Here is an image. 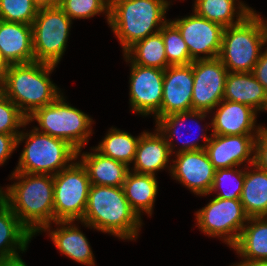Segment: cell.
<instances>
[{"instance_id": "1", "label": "cell", "mask_w": 267, "mask_h": 266, "mask_svg": "<svg viewBox=\"0 0 267 266\" xmlns=\"http://www.w3.org/2000/svg\"><path fill=\"white\" fill-rule=\"evenodd\" d=\"M14 184L0 188V198L34 236L54 223L53 175L13 172Z\"/></svg>"}, {"instance_id": "2", "label": "cell", "mask_w": 267, "mask_h": 266, "mask_svg": "<svg viewBox=\"0 0 267 266\" xmlns=\"http://www.w3.org/2000/svg\"><path fill=\"white\" fill-rule=\"evenodd\" d=\"M80 222L124 240H135L142 225L141 218L126 199L123 187L98 185L90 186L85 214Z\"/></svg>"}, {"instance_id": "3", "label": "cell", "mask_w": 267, "mask_h": 266, "mask_svg": "<svg viewBox=\"0 0 267 266\" xmlns=\"http://www.w3.org/2000/svg\"><path fill=\"white\" fill-rule=\"evenodd\" d=\"M57 67L37 61L11 64L0 82L1 91L28 118L34 111L51 104L60 94V89L49 75Z\"/></svg>"}, {"instance_id": "4", "label": "cell", "mask_w": 267, "mask_h": 266, "mask_svg": "<svg viewBox=\"0 0 267 266\" xmlns=\"http://www.w3.org/2000/svg\"><path fill=\"white\" fill-rule=\"evenodd\" d=\"M169 5L162 0H110L109 22L123 53L135 42L161 30Z\"/></svg>"}, {"instance_id": "5", "label": "cell", "mask_w": 267, "mask_h": 266, "mask_svg": "<svg viewBox=\"0 0 267 266\" xmlns=\"http://www.w3.org/2000/svg\"><path fill=\"white\" fill-rule=\"evenodd\" d=\"M266 44L265 20L254 12L239 24L224 28L218 58L228 72H252Z\"/></svg>"}, {"instance_id": "6", "label": "cell", "mask_w": 267, "mask_h": 266, "mask_svg": "<svg viewBox=\"0 0 267 266\" xmlns=\"http://www.w3.org/2000/svg\"><path fill=\"white\" fill-rule=\"evenodd\" d=\"M23 141L25 146L13 172L55 175L77 159V150L67 141L35 128L29 133L21 131L16 139V147Z\"/></svg>"}, {"instance_id": "7", "label": "cell", "mask_w": 267, "mask_h": 266, "mask_svg": "<svg viewBox=\"0 0 267 266\" xmlns=\"http://www.w3.org/2000/svg\"><path fill=\"white\" fill-rule=\"evenodd\" d=\"M61 93L51 104L34 111L27 122L37 121L39 132L67 141L77 151L92 135L93 119L81 110L66 103Z\"/></svg>"}, {"instance_id": "8", "label": "cell", "mask_w": 267, "mask_h": 266, "mask_svg": "<svg viewBox=\"0 0 267 266\" xmlns=\"http://www.w3.org/2000/svg\"><path fill=\"white\" fill-rule=\"evenodd\" d=\"M72 20L58 5L40 6L32 23L34 59L57 66L66 51Z\"/></svg>"}, {"instance_id": "9", "label": "cell", "mask_w": 267, "mask_h": 266, "mask_svg": "<svg viewBox=\"0 0 267 266\" xmlns=\"http://www.w3.org/2000/svg\"><path fill=\"white\" fill-rule=\"evenodd\" d=\"M53 175L54 223L83 219L90 189V180L80 161Z\"/></svg>"}, {"instance_id": "10", "label": "cell", "mask_w": 267, "mask_h": 266, "mask_svg": "<svg viewBox=\"0 0 267 266\" xmlns=\"http://www.w3.org/2000/svg\"><path fill=\"white\" fill-rule=\"evenodd\" d=\"M198 228L209 237H221L230 248L237 242L248 221L240 199L214 197L196 213Z\"/></svg>"}, {"instance_id": "11", "label": "cell", "mask_w": 267, "mask_h": 266, "mask_svg": "<svg viewBox=\"0 0 267 266\" xmlns=\"http://www.w3.org/2000/svg\"><path fill=\"white\" fill-rule=\"evenodd\" d=\"M130 63L129 102L130 108L142 116L153 115L156 122L161 118L164 70Z\"/></svg>"}, {"instance_id": "12", "label": "cell", "mask_w": 267, "mask_h": 266, "mask_svg": "<svg viewBox=\"0 0 267 266\" xmlns=\"http://www.w3.org/2000/svg\"><path fill=\"white\" fill-rule=\"evenodd\" d=\"M192 110L212 112L223 100L227 68L217 57L192 62Z\"/></svg>"}, {"instance_id": "13", "label": "cell", "mask_w": 267, "mask_h": 266, "mask_svg": "<svg viewBox=\"0 0 267 266\" xmlns=\"http://www.w3.org/2000/svg\"><path fill=\"white\" fill-rule=\"evenodd\" d=\"M179 30L189 49L190 58L195 60L217 58L221 50L224 27L195 13L171 21ZM203 54V56H200Z\"/></svg>"}, {"instance_id": "14", "label": "cell", "mask_w": 267, "mask_h": 266, "mask_svg": "<svg viewBox=\"0 0 267 266\" xmlns=\"http://www.w3.org/2000/svg\"><path fill=\"white\" fill-rule=\"evenodd\" d=\"M172 159L171 177L198 196H207L211 190L215 168L206 150L175 153Z\"/></svg>"}, {"instance_id": "15", "label": "cell", "mask_w": 267, "mask_h": 266, "mask_svg": "<svg viewBox=\"0 0 267 266\" xmlns=\"http://www.w3.org/2000/svg\"><path fill=\"white\" fill-rule=\"evenodd\" d=\"M210 135L205 150L215 170L239 167L243 163H246L244 166L255 164L258 135Z\"/></svg>"}, {"instance_id": "16", "label": "cell", "mask_w": 267, "mask_h": 266, "mask_svg": "<svg viewBox=\"0 0 267 266\" xmlns=\"http://www.w3.org/2000/svg\"><path fill=\"white\" fill-rule=\"evenodd\" d=\"M193 68L188 65H170L164 70L161 117L192 110Z\"/></svg>"}, {"instance_id": "17", "label": "cell", "mask_w": 267, "mask_h": 266, "mask_svg": "<svg viewBox=\"0 0 267 266\" xmlns=\"http://www.w3.org/2000/svg\"><path fill=\"white\" fill-rule=\"evenodd\" d=\"M214 110L211 125L215 135H258L264 126H256L257 113L250 106L222 100Z\"/></svg>"}, {"instance_id": "18", "label": "cell", "mask_w": 267, "mask_h": 266, "mask_svg": "<svg viewBox=\"0 0 267 266\" xmlns=\"http://www.w3.org/2000/svg\"><path fill=\"white\" fill-rule=\"evenodd\" d=\"M171 156L169 145L157 127L155 133L144 131L141 133L137 144L131 171L151 175H156V171L167 167L171 171V163L169 164Z\"/></svg>"}, {"instance_id": "19", "label": "cell", "mask_w": 267, "mask_h": 266, "mask_svg": "<svg viewBox=\"0 0 267 266\" xmlns=\"http://www.w3.org/2000/svg\"><path fill=\"white\" fill-rule=\"evenodd\" d=\"M73 223L74 221H56L55 224L61 227L52 231L50 224L42 231L49 232L51 241L63 255L82 265L95 266L94 254L87 237Z\"/></svg>"}, {"instance_id": "20", "label": "cell", "mask_w": 267, "mask_h": 266, "mask_svg": "<svg viewBox=\"0 0 267 266\" xmlns=\"http://www.w3.org/2000/svg\"><path fill=\"white\" fill-rule=\"evenodd\" d=\"M0 50L10 65L34 62L32 25L0 20Z\"/></svg>"}, {"instance_id": "21", "label": "cell", "mask_w": 267, "mask_h": 266, "mask_svg": "<svg viewBox=\"0 0 267 266\" xmlns=\"http://www.w3.org/2000/svg\"><path fill=\"white\" fill-rule=\"evenodd\" d=\"M91 152L77 151V159L85 167L90 184L109 187H123L127 174L130 171V166L123 162L106 157L98 152L94 147Z\"/></svg>"}, {"instance_id": "22", "label": "cell", "mask_w": 267, "mask_h": 266, "mask_svg": "<svg viewBox=\"0 0 267 266\" xmlns=\"http://www.w3.org/2000/svg\"><path fill=\"white\" fill-rule=\"evenodd\" d=\"M223 100L250 106L267 112V92L252 72H228Z\"/></svg>"}, {"instance_id": "23", "label": "cell", "mask_w": 267, "mask_h": 266, "mask_svg": "<svg viewBox=\"0 0 267 266\" xmlns=\"http://www.w3.org/2000/svg\"><path fill=\"white\" fill-rule=\"evenodd\" d=\"M32 237L11 208L0 198V260L19 257L21 251L23 253L27 250Z\"/></svg>"}, {"instance_id": "24", "label": "cell", "mask_w": 267, "mask_h": 266, "mask_svg": "<svg viewBox=\"0 0 267 266\" xmlns=\"http://www.w3.org/2000/svg\"><path fill=\"white\" fill-rule=\"evenodd\" d=\"M207 113L208 112L197 111V110H191V111H187V112H177V113H172V114H168L164 117H161L157 122H155L157 129L164 135V137H165V139L169 145V148H170L172 155L175 153H180V152H185V151L204 150L206 148V144L210 141V137L208 138V136H206V134L204 132H202V131H204V129H200V132H202V134L199 135L200 138L202 140H204L205 144H203V145H202V143L199 144L198 138L196 139L198 142L195 140V138L193 140L191 139L190 141L187 138L188 140L184 139L183 140L184 143H183V141H182L183 136H180L182 134H179V132H181V131L178 129L182 128L185 130L184 122L186 120H190V119L191 120L193 119L196 121H197V119H199L201 121L204 120V118L207 116ZM193 120H192V122H193ZM196 121H194V122H196ZM198 123L199 122L197 121L196 126ZM175 137L180 139L179 141L181 143H183L180 146V149L176 150V151H174L175 145L172 142V140H174ZM173 151H174V153H173Z\"/></svg>"}, {"instance_id": "25", "label": "cell", "mask_w": 267, "mask_h": 266, "mask_svg": "<svg viewBox=\"0 0 267 266\" xmlns=\"http://www.w3.org/2000/svg\"><path fill=\"white\" fill-rule=\"evenodd\" d=\"M254 12L253 8L238 0H194L193 6V13L224 28L239 24Z\"/></svg>"}, {"instance_id": "26", "label": "cell", "mask_w": 267, "mask_h": 266, "mask_svg": "<svg viewBox=\"0 0 267 266\" xmlns=\"http://www.w3.org/2000/svg\"><path fill=\"white\" fill-rule=\"evenodd\" d=\"M123 190L131 208L140 218L142 211L152 215L158 193L156 175L139 174L130 170L123 183Z\"/></svg>"}, {"instance_id": "27", "label": "cell", "mask_w": 267, "mask_h": 266, "mask_svg": "<svg viewBox=\"0 0 267 266\" xmlns=\"http://www.w3.org/2000/svg\"><path fill=\"white\" fill-rule=\"evenodd\" d=\"M253 167V168H252ZM245 168V180L240 201L249 218L267 217V171L256 164Z\"/></svg>"}, {"instance_id": "28", "label": "cell", "mask_w": 267, "mask_h": 266, "mask_svg": "<svg viewBox=\"0 0 267 266\" xmlns=\"http://www.w3.org/2000/svg\"><path fill=\"white\" fill-rule=\"evenodd\" d=\"M231 248L242 259L267 260V217L248 218Z\"/></svg>"}, {"instance_id": "29", "label": "cell", "mask_w": 267, "mask_h": 266, "mask_svg": "<svg viewBox=\"0 0 267 266\" xmlns=\"http://www.w3.org/2000/svg\"><path fill=\"white\" fill-rule=\"evenodd\" d=\"M133 64L144 67H155L165 70L167 62L165 45L161 32L149 35L135 42L123 53Z\"/></svg>"}, {"instance_id": "30", "label": "cell", "mask_w": 267, "mask_h": 266, "mask_svg": "<svg viewBox=\"0 0 267 266\" xmlns=\"http://www.w3.org/2000/svg\"><path fill=\"white\" fill-rule=\"evenodd\" d=\"M139 136H132L128 132L111 128L104 139L94 147L102 155L130 165L133 163Z\"/></svg>"}, {"instance_id": "31", "label": "cell", "mask_w": 267, "mask_h": 266, "mask_svg": "<svg viewBox=\"0 0 267 266\" xmlns=\"http://www.w3.org/2000/svg\"><path fill=\"white\" fill-rule=\"evenodd\" d=\"M236 168L215 170L209 194L215 192L217 194L215 197L222 199H240L245 180V168L243 170Z\"/></svg>"}, {"instance_id": "32", "label": "cell", "mask_w": 267, "mask_h": 266, "mask_svg": "<svg viewBox=\"0 0 267 266\" xmlns=\"http://www.w3.org/2000/svg\"><path fill=\"white\" fill-rule=\"evenodd\" d=\"M160 32L165 45L167 62L170 65H188L193 62L187 44L171 20L163 25Z\"/></svg>"}, {"instance_id": "33", "label": "cell", "mask_w": 267, "mask_h": 266, "mask_svg": "<svg viewBox=\"0 0 267 266\" xmlns=\"http://www.w3.org/2000/svg\"><path fill=\"white\" fill-rule=\"evenodd\" d=\"M39 7L35 0H0V20L32 25Z\"/></svg>"}, {"instance_id": "34", "label": "cell", "mask_w": 267, "mask_h": 266, "mask_svg": "<svg viewBox=\"0 0 267 266\" xmlns=\"http://www.w3.org/2000/svg\"><path fill=\"white\" fill-rule=\"evenodd\" d=\"M58 6L71 20L88 19L106 13L109 22L110 0H59Z\"/></svg>"}, {"instance_id": "35", "label": "cell", "mask_w": 267, "mask_h": 266, "mask_svg": "<svg viewBox=\"0 0 267 266\" xmlns=\"http://www.w3.org/2000/svg\"><path fill=\"white\" fill-rule=\"evenodd\" d=\"M28 124L27 117L0 90V133L20 134L19 129Z\"/></svg>"}, {"instance_id": "36", "label": "cell", "mask_w": 267, "mask_h": 266, "mask_svg": "<svg viewBox=\"0 0 267 266\" xmlns=\"http://www.w3.org/2000/svg\"><path fill=\"white\" fill-rule=\"evenodd\" d=\"M255 164L267 171V127H263L255 140Z\"/></svg>"}, {"instance_id": "37", "label": "cell", "mask_w": 267, "mask_h": 266, "mask_svg": "<svg viewBox=\"0 0 267 266\" xmlns=\"http://www.w3.org/2000/svg\"><path fill=\"white\" fill-rule=\"evenodd\" d=\"M19 134L0 133V165H3L16 150V139Z\"/></svg>"}, {"instance_id": "38", "label": "cell", "mask_w": 267, "mask_h": 266, "mask_svg": "<svg viewBox=\"0 0 267 266\" xmlns=\"http://www.w3.org/2000/svg\"><path fill=\"white\" fill-rule=\"evenodd\" d=\"M252 73L267 92V47L263 53L261 52L259 60L255 64Z\"/></svg>"}, {"instance_id": "39", "label": "cell", "mask_w": 267, "mask_h": 266, "mask_svg": "<svg viewBox=\"0 0 267 266\" xmlns=\"http://www.w3.org/2000/svg\"><path fill=\"white\" fill-rule=\"evenodd\" d=\"M241 260L240 263L231 266H267V260Z\"/></svg>"}, {"instance_id": "40", "label": "cell", "mask_w": 267, "mask_h": 266, "mask_svg": "<svg viewBox=\"0 0 267 266\" xmlns=\"http://www.w3.org/2000/svg\"><path fill=\"white\" fill-rule=\"evenodd\" d=\"M0 266H27V265L19 256L8 260H0Z\"/></svg>"}, {"instance_id": "41", "label": "cell", "mask_w": 267, "mask_h": 266, "mask_svg": "<svg viewBox=\"0 0 267 266\" xmlns=\"http://www.w3.org/2000/svg\"><path fill=\"white\" fill-rule=\"evenodd\" d=\"M10 64L4 58L1 50H0V82L4 79L6 72L9 70Z\"/></svg>"}, {"instance_id": "42", "label": "cell", "mask_w": 267, "mask_h": 266, "mask_svg": "<svg viewBox=\"0 0 267 266\" xmlns=\"http://www.w3.org/2000/svg\"><path fill=\"white\" fill-rule=\"evenodd\" d=\"M40 6L58 5L59 0H35Z\"/></svg>"}, {"instance_id": "43", "label": "cell", "mask_w": 267, "mask_h": 266, "mask_svg": "<svg viewBox=\"0 0 267 266\" xmlns=\"http://www.w3.org/2000/svg\"><path fill=\"white\" fill-rule=\"evenodd\" d=\"M163 2L167 3L168 5H170V1L168 2V0H162Z\"/></svg>"}]
</instances>
